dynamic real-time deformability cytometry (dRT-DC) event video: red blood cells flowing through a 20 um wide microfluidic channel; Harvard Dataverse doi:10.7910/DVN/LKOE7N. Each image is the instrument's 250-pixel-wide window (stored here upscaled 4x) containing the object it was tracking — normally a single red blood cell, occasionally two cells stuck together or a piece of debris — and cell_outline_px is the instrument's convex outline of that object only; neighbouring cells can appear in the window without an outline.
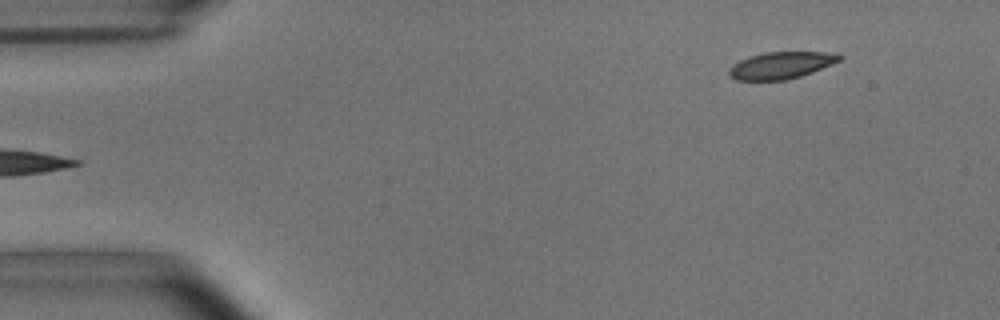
{"species": "common noctule bat (a hibernating species)", "species_latin": "Nyctalus noctula", "temperature_condition": "room temperature", "stored_images_in_passage": 49, "camera_frame_rate_fps": 3000, "um_per_image_px": 0.085, "animal": {"sex": "male", "body_mass_g": 15.6}, "frame": {"image": 1, "passage_image": 1, "time_ms": 0.0, "image_size_px": [1000, 320], "cell_outline_px": [[840, 60], [832, 64], [812, 72], [800, 76], [784, 80], [736, 80], [728, 76], [728, 68], [732, 64], [748, 56], [764, 52], [836, 52], [840, 56]], "centroid_in_image_um": [66.34, 5.55], "position_along_channel_um": 18.7, "area_um2": 17.4}}
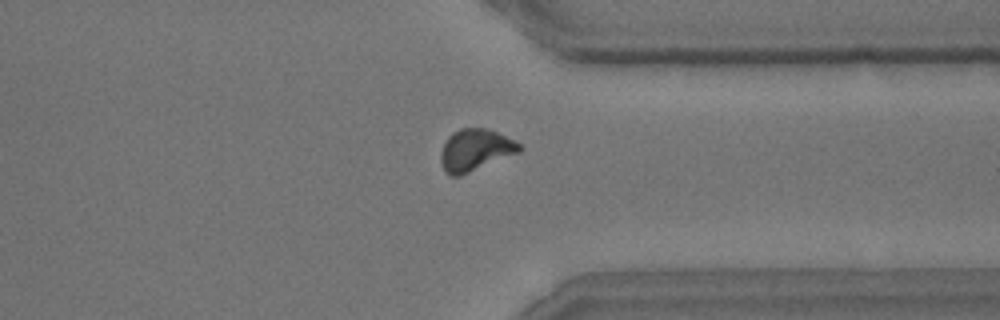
{"frame": {"image": 2, "passage_image": 37, "time_ms": 12.0, "image_size_px": [1000, 320], "cell_outline_px": [[524, 148], [520, 152], [460, 176], [452, 176], [444, 172], [440, 160], [440, 156], [444, 144], [448, 136], [452, 132], [460, 128], [484, 128], [496, 132], [516, 140]], "centroid_in_image_um": [40.4, 12.75], "position_along_channel_um": 371.0, "area_um2": 19.25}}
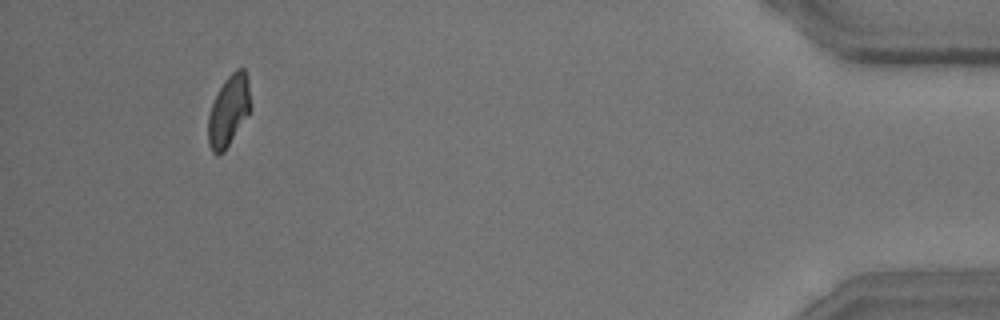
{"frame": {"image": 3, "passage_image": 46, "time_ms": 15.0, "image_size_px": [1000, 320], "cell_outline_px": [[252, 108], [224, 152], [220, 156], [216, 156], [212, 152], [208, 144], [208, 116], [212, 104], [224, 80], [236, 68], [244, 68], [248, 76]], "centroid_in_image_um": [19.45, 9.41], "position_along_channel_um": 415.7, "area_um2": 17.74}, "authors_computed_cell_mechanics": {"area_um2": 18.3804, "velocity_mm_per_s": 3.6827, "shape_relaxation_time_tau1_ms": 4.9334, "shape_relaxation_time_tau2_ms": 2.3493, "deformation_change_tau1": 0.1338, "deformation_change_tau2": 0.0736}}